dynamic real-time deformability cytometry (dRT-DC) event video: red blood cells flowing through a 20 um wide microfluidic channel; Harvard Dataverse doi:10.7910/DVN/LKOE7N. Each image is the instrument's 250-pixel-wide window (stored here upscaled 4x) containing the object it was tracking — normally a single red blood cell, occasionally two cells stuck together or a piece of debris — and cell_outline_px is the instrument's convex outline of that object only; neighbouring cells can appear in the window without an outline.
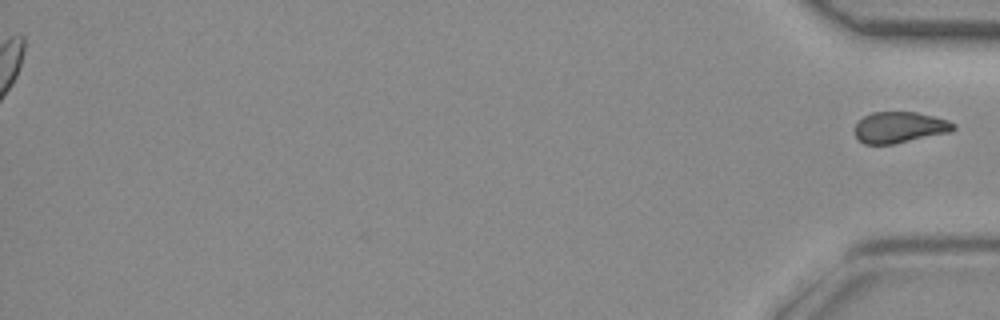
{"species": "common noctule bat (a hibernating species)", "species_latin": "Nyctalus noctula", "temperature_condition": "room temperature", "stored_images_in_passage": 42, "segment_of_instrument_passage": [2, 2], "camera_frame_rate_fps": 3000, "um_per_image_px": 0.085, "animal": {"sex": "female", "body_mass_g": 29.2, "forearm_length_mm": 56.3}, "frame": {"image": 1, "passage_image": 42, "time_ms": 13.667, "image_size_px": [1000, 320], "cell_outline_px": [[956, 128], [948, 132], [892, 144], [864, 144], [856, 136], [856, 120], [872, 112], [916, 112], [948, 120], [956, 124]], "centroid_in_image_um": [76.44, 10.81], "position_along_channel_um": 358.8, "area_um2": 17.69}}